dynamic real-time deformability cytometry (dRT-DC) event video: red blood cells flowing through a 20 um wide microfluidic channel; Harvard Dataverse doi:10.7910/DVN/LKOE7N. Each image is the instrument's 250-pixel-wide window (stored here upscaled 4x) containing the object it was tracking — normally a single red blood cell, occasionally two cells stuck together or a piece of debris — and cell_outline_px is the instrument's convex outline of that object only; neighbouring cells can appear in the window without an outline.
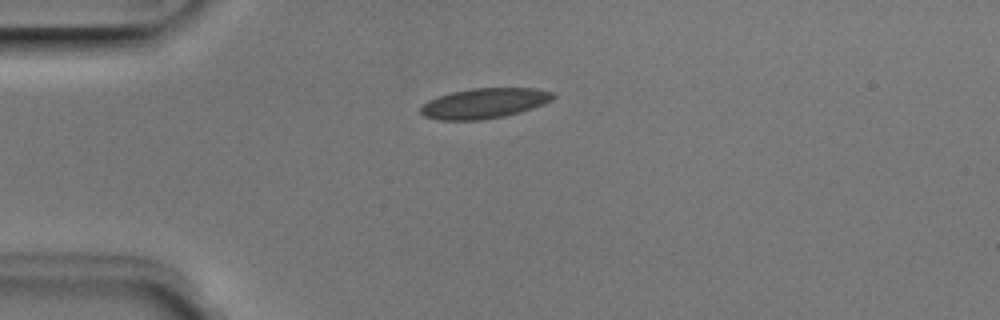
{"species": "Egyptian fruit bat (a non-hibernating species)", "species_latin": "Rousettus aegyptiacus", "temperature_condition": "room temperature", "stored_images_in_passage": 5, "camera_frame_rate_fps": 3000, "um_per_image_px": 0.085, "animal": {"sex": "male"}, "frame": {"image": 1, "passage_image": 2, "time_ms": 0.333, "image_size_px": [1000, 320], "cell_outline_px": [[556, 96], [552, 100], [544, 104], [520, 112], [504, 116], [480, 120], [440, 120], [424, 116], [420, 112], [420, 108], [428, 100], [452, 92], [472, 88], [536, 88], [552, 92]], "centroid_in_image_um": [41.18, 8.78], "position_along_channel_um": 43.8, "area_um2": 23.24}}
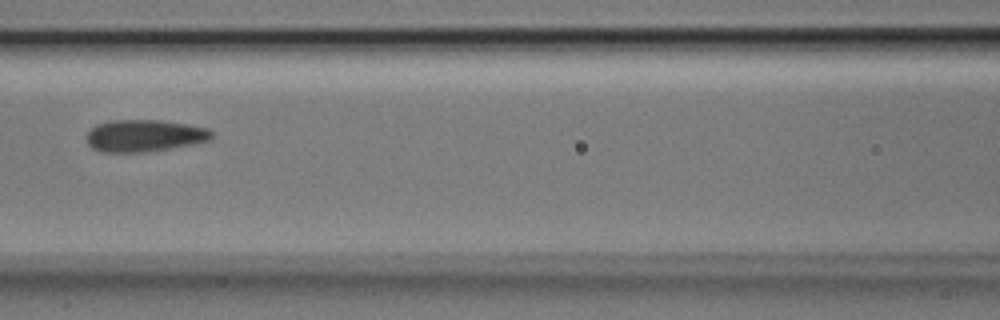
{"frame": {"image": 2, "passage_image": 5, "time_ms": 1.333, "image_size_px": [1000, 320], "cell_outline_px": [[216, 132], [212, 140], [196, 144], [140, 152], [100, 152], [92, 148], [88, 144], [84, 136], [96, 124], [108, 120], [160, 120], [208, 128]], "centroid_in_image_um": [12.28, 11.53], "position_along_channel_um": 154.3, "area_um2": 23.64}}